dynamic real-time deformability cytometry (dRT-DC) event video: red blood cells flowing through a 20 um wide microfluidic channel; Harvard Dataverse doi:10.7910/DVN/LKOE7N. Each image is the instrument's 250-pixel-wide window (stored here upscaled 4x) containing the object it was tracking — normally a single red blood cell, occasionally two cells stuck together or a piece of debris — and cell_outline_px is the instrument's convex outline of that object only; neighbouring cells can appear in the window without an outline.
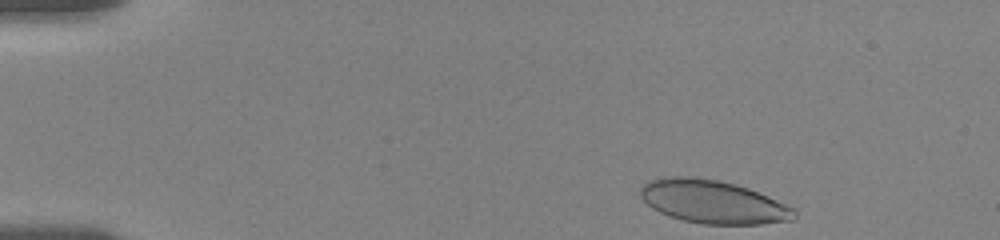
{"species": "human", "species_latin": "Homo sapiens", "temperature_condition": "room temperature", "stored_images_in_passage": 28, "camera_frame_rate_fps": 3000, "um_per_image_px": 0.085, "donor": {"sex": "female"}, "frame": {"image": 1, "passage_image": 1, "time_ms": 0.0, "image_size_px": [1000, 240], "cell_outline_px": [[796, 220], [760, 224], [704, 224], [684, 220], [668, 216], [652, 208], [640, 196], [640, 188], [648, 180], [664, 176], [688, 176], [720, 180], [736, 184], [748, 188], [768, 196], [796, 208]], "centroid_in_image_um": [60.62, 17.15], "position_along_channel_um": 24.4, "area_um2": 39.02}}
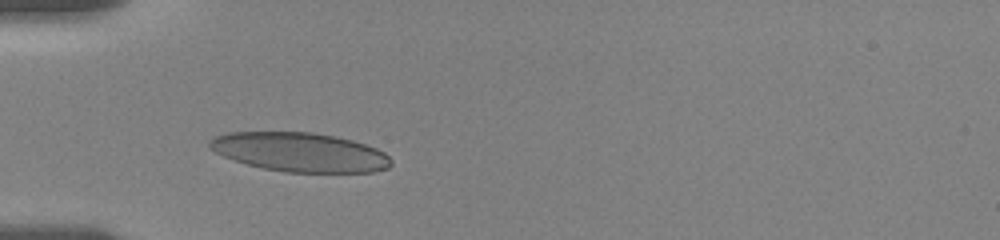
{"frame": {"image": 2, "passage_image": 27, "time_ms": 3.333, "image_size_px": [1000, 240], "cell_outline_px": [[392, 164], [388, 168], [372, 172], [284, 172], [264, 168], [248, 164], [224, 156], [208, 148], [208, 140], [212, 136], [228, 132], [312, 132], [336, 136], [352, 140], [376, 148], [384, 152], [392, 160]], "centroid_in_image_um": [25.48, 12.92], "position_along_channel_um": 59.5, "area_um2": 41.44}}